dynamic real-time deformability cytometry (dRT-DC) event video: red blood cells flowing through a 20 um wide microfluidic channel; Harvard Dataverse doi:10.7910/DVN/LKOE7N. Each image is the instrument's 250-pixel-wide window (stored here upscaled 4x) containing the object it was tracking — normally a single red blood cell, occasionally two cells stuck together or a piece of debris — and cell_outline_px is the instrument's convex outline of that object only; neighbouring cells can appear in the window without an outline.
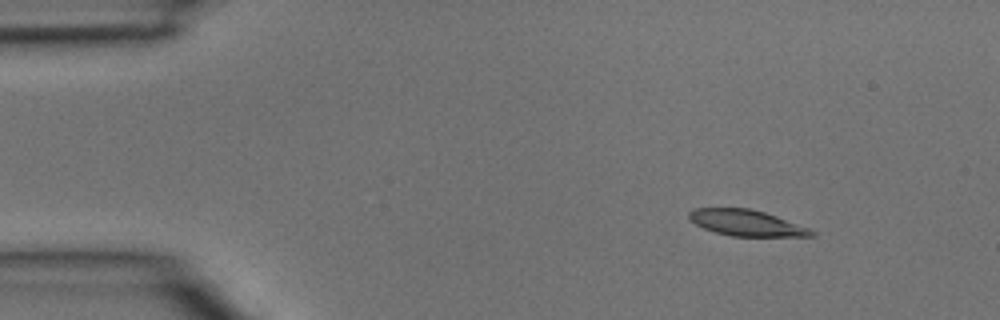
{"species": "common noctule bat (a hibernating species)", "species_latin": "Nyctalus noctula", "temperature_condition": "room temperature", "stored_images_in_passage": 3, "camera_frame_rate_fps": 3000, "um_per_image_px": 0.085, "animal": {"sex": "male", "body_mass_g": 15.6}, "frame": {"image": 1, "passage_image": 1, "time_ms": 0.0, "image_size_px": [1000, 320], "cell_outline_px": [[816, 236], [732, 236], [716, 232], [704, 228], [688, 220], [688, 212], [692, 208], [748, 208], [764, 212], [776, 216], [808, 228], [816, 232]], "centroid_in_image_um": [63.4, 18.94], "position_along_channel_um": 21.6, "area_um2": 18.44}}
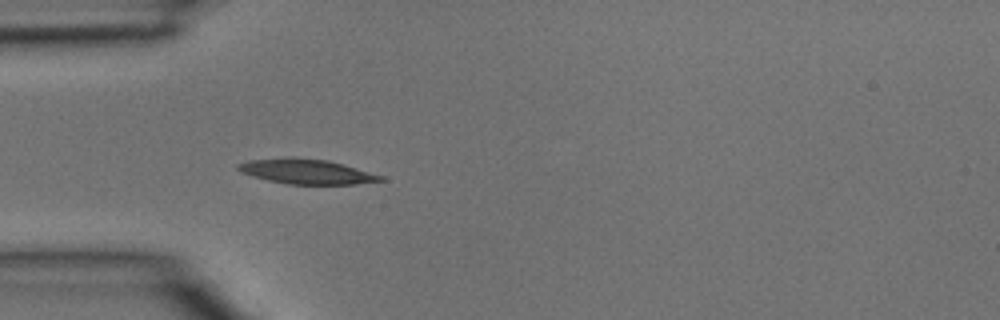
{"frame": {"image": 2, "passage_image": 3, "time_ms": 0.667, "image_size_px": [1000, 320], "cell_outline_px": [[388, 180], [356, 184], [288, 184], [268, 180], [244, 172], [236, 168], [236, 164], [248, 160], [288, 156], [292, 156], [328, 160], [344, 164], [384, 176]], "centroid_in_image_um": [26.1, 14.56], "position_along_channel_um": 58.9, "area_um2": 20.81}}